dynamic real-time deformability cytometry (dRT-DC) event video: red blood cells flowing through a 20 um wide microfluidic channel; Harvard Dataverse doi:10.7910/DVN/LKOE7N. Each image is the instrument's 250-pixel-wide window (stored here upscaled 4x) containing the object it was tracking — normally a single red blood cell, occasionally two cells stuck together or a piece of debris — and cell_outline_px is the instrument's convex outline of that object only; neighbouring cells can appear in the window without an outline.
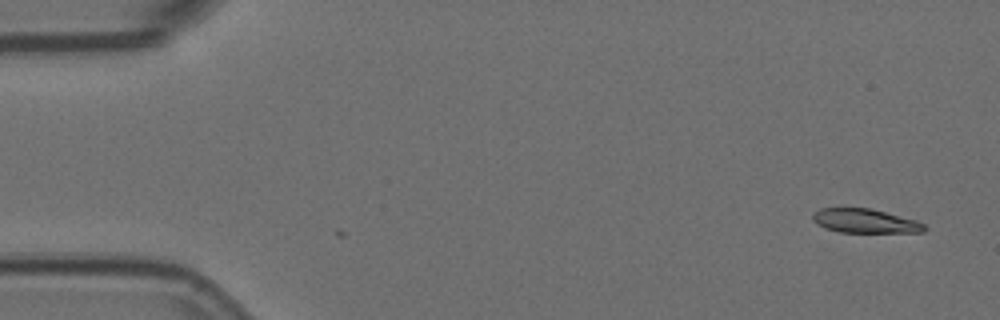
{"species": "Egyptian fruit bat (a non-hibernating species)", "species_latin": "Rousettus aegyptiacus", "temperature_condition": "room temperature", "stored_images_in_passage": 12, "camera_frame_rate_fps": 3000, "um_per_image_px": 0.085, "animal": {"sex": "female"}, "frame": {"image": 1, "passage_image": 1, "time_ms": 0.0, "image_size_px": [1000, 320], "cell_outline_px": [[928, 228], [924, 232], [840, 232], [824, 228], [816, 224], [812, 220], [812, 216], [820, 208], [872, 208], [916, 220], [924, 224]], "centroid_in_image_um": [73.53, 18.78], "position_along_channel_um": 11.5, "area_um2": 15.72}}